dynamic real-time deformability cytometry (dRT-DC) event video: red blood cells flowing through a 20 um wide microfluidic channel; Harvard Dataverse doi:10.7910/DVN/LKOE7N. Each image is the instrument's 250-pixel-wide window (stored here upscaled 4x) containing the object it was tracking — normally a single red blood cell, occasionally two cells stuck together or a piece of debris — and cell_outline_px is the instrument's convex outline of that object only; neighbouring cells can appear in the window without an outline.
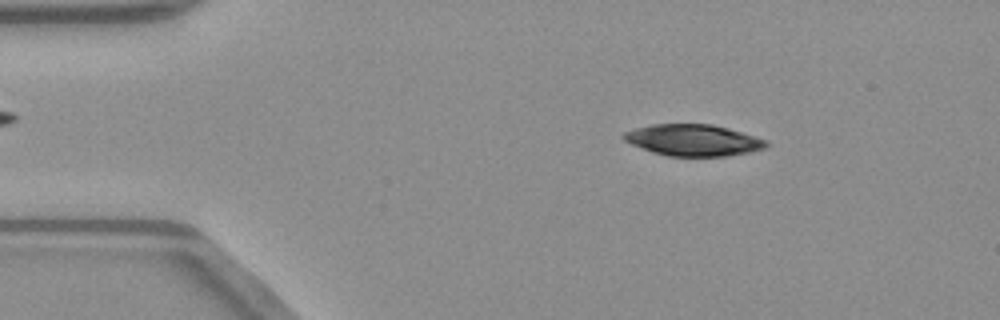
{"species": "common noctule bat (a hibernating species)", "species_latin": "Nyctalus noctula", "temperature_condition": "warm", "stored_images_in_passage": 50, "camera_frame_rate_fps": 3000, "um_per_image_px": 0.085, "animal": {"sex": "male", "body_mass_g": 23.1, "forearm_length_mm": 52.7}, "frame": {"image": 1, "passage_image": 7, "time_ms": 2.0, "image_size_px": [1000, 320], "cell_outline_px": [[768, 144], [764, 148], [748, 152], [728, 156], [668, 156], [652, 152], [632, 144], [624, 140], [620, 136], [624, 132], [636, 128], [652, 124], [712, 124], [728, 128], [768, 140]], "centroid_in_image_um": [58.91, 11.91], "position_along_channel_um": 26.1, "area_um2": 26.07}}